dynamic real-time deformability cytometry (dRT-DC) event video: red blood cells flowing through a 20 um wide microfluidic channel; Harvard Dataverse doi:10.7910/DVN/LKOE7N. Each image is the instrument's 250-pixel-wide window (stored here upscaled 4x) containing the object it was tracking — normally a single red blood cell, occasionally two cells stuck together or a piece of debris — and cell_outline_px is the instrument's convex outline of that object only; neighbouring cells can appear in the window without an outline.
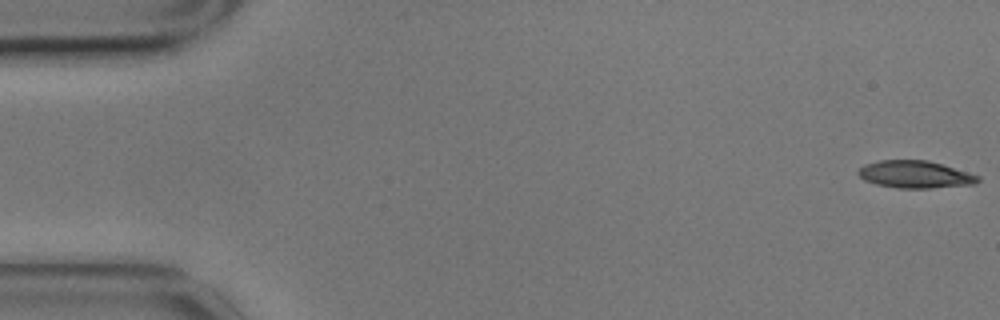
{"species": "common noctule bat (a hibernating species)", "species_latin": "Nyctalus noctula", "temperature_condition": "cold", "stored_images_in_passage": 17, "camera_frame_rate_fps": 3000, "um_per_image_px": 0.085, "animal": {"sex": "male", "body_mass_g": 17.9}, "frame": {"image": 1, "passage_image": 1, "time_ms": 0.0, "image_size_px": [1000, 320], "cell_outline_px": [[980, 180], [976, 184], [932, 188], [896, 188], [876, 184], [864, 180], [856, 172], [864, 164], [880, 160], [928, 160], [980, 176]], "centroid_in_image_um": [77.77, 14.83], "position_along_channel_um": 7.2, "area_um2": 19.07}}
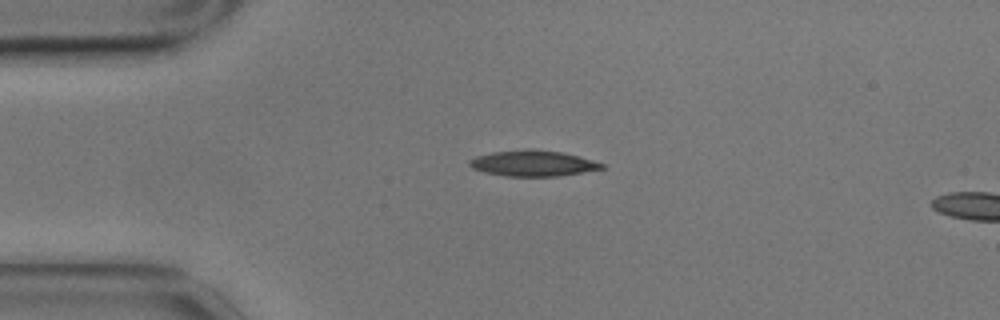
{"frame": {"image": 2, "passage_image": 13, "time_ms": 4.0, "image_size_px": [1000, 320], "cell_outline_px": [[604, 168], [560, 176], [504, 176], [484, 172], [472, 168], [468, 164], [468, 160], [476, 156], [492, 152], [528, 148], [532, 148], [560, 152], [592, 160], [604, 164]], "centroid_in_image_um": [45.24, 13.87], "position_along_channel_um": 39.8, "area_um2": 19.88}}